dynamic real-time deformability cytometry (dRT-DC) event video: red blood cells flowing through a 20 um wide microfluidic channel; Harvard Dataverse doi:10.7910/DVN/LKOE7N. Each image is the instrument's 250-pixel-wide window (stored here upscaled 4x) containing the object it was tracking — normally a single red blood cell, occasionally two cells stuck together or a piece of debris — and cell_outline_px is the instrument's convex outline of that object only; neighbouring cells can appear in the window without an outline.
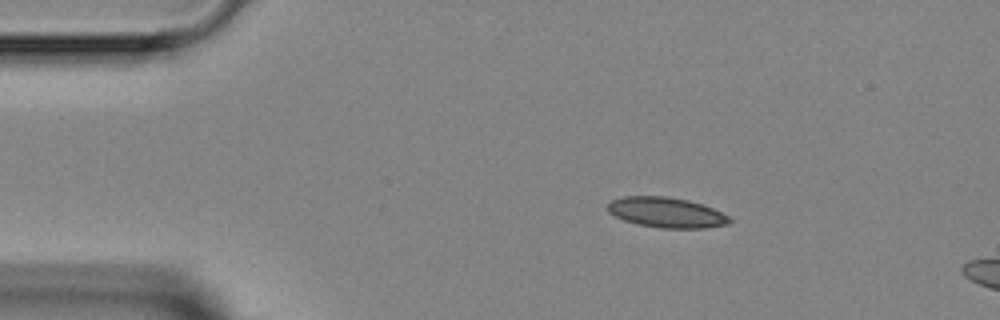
{"species": "Egyptian fruit bat (a non-hibernating species)", "species_latin": "Rousettus aegyptiacus", "temperature_condition": "room temperature", "stored_images_in_passage": 3, "camera_frame_rate_fps": 3000, "um_per_image_px": 0.085, "animal": {"sex": "female"}, "frame": {"image": 1, "passage_image": 1, "time_ms": 0.0, "image_size_px": [1000, 320], "cell_outline_px": [[732, 220], [728, 224], [704, 228], [660, 228], [636, 224], [624, 220], [608, 212], [608, 204], [612, 200], [624, 196], [664, 196], [688, 200], [712, 208], [728, 216]], "centroid_in_image_um": [56.63, 18.06], "position_along_channel_um": 28.4, "area_um2": 21.33}}